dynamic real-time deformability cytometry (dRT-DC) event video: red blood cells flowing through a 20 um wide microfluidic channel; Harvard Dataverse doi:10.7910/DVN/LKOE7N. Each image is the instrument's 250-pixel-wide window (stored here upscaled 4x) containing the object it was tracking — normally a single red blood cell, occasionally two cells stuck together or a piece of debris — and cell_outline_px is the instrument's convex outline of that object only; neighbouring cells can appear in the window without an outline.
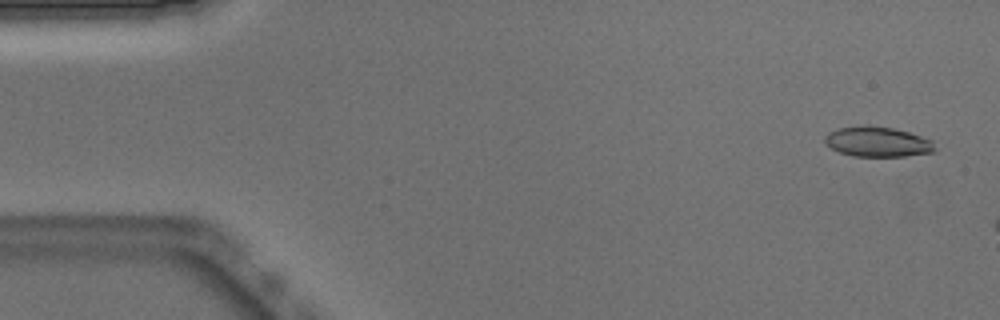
{"species": "Egyptian fruit bat (a non-hibernating species)", "species_latin": "Rousettus aegyptiacus", "temperature_condition": "warm", "stored_images_in_passage": 8, "camera_frame_rate_fps": 3000, "um_per_image_px": 0.085, "animal": {"sex": "male"}, "frame": {"image": 1, "passage_image": 2, "time_ms": 0.333, "image_size_px": [1000, 320], "cell_outline_px": [[936, 152], [904, 156], [852, 156], [840, 152], [824, 144], [824, 136], [828, 132], [836, 128], [864, 124], [872, 124], [892, 128], [908, 132], [932, 140], [936, 148]], "centroid_in_image_um": [74.56, 12.03], "position_along_channel_um": 10.4, "area_um2": 19.65}}